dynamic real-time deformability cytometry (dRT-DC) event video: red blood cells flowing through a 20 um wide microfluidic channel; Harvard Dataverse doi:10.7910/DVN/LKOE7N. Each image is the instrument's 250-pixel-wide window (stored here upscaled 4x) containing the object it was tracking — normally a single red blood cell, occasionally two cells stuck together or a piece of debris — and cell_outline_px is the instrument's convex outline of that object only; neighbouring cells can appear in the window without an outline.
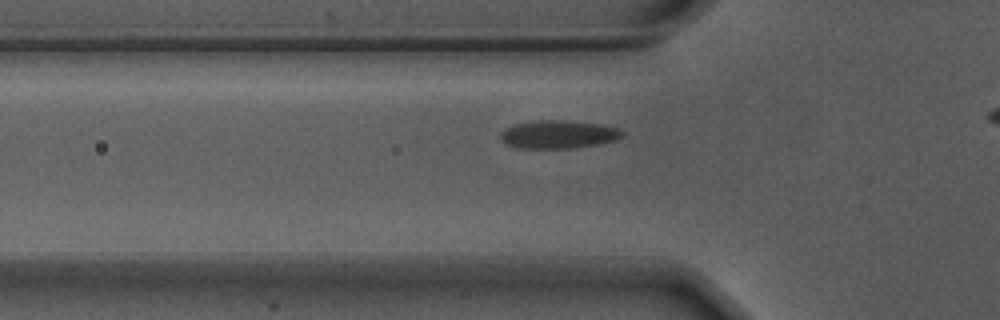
{"species": "Egyptian fruit bat (a non-hibernating species)", "species_latin": "Rousettus aegyptiacus", "temperature_condition": "warm", "stored_images_in_passage": 39, "camera_frame_rate_fps": 3000, "um_per_image_px": 0.085, "animal": {"sex": "male"}, "frame": {"image": 1, "passage_image": 12, "time_ms": 3.667, "image_size_px": [1000, 320], "cell_outline_px": [[624, 136], [616, 140], [596, 144], [572, 148], [516, 148], [500, 140], [500, 132], [504, 128], [516, 124], [532, 120], [560, 120], [600, 124], [616, 128], [624, 132]], "centroid_in_image_um": [47.42, 11.42], "position_along_channel_um": 78.4, "area_um2": 19.94}}
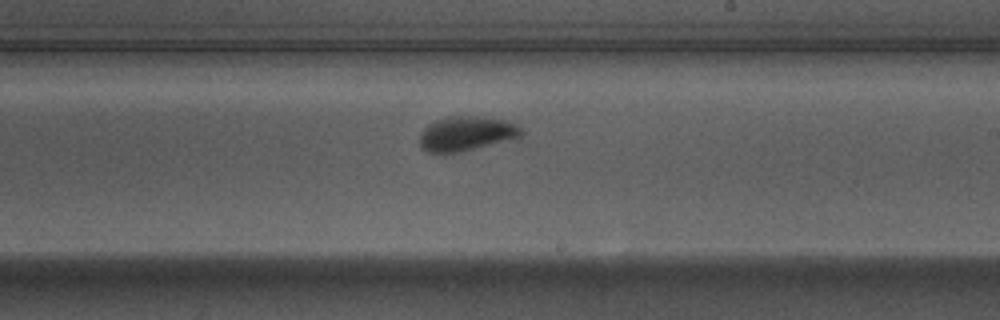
{"frame": {"image": 2, "passage_image": 26, "time_ms": 8.333, "image_size_px": [1000, 320], "cell_outline_px": [[524, 132], [520, 136], [460, 152], [444, 156], [428, 152], [420, 148], [420, 132], [428, 124], [436, 120], [448, 116], [484, 116], [504, 120], [520, 128]], "centroid_in_image_um": [39.53, 11.38], "position_along_channel_um": 249.5, "area_um2": 20.58}}
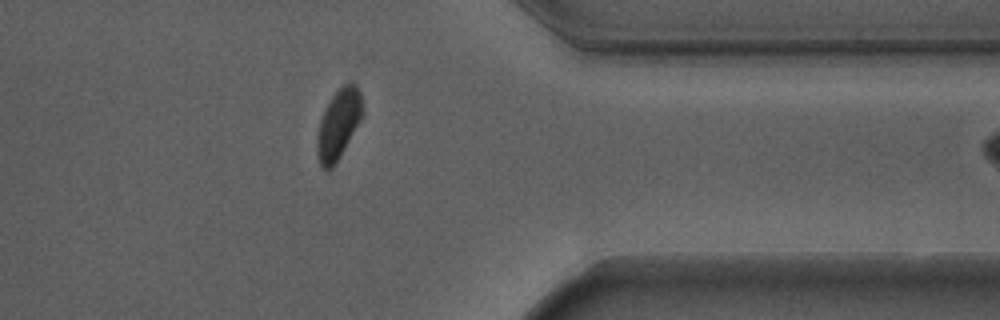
{"frame": {"image": 3, "passage_image": 38, "time_ms": 12.333, "image_size_px": [1000, 320], "cell_outline_px": [[364, 116], [340, 156], [332, 168], [328, 172], [320, 164], [316, 152], [316, 136], [320, 120], [332, 96], [348, 80], [352, 80], [356, 84], [360, 92], [364, 108]], "centroid_in_image_um": [28.8, 10.54], "position_along_channel_um": 382.6, "area_um2": 18.79}}